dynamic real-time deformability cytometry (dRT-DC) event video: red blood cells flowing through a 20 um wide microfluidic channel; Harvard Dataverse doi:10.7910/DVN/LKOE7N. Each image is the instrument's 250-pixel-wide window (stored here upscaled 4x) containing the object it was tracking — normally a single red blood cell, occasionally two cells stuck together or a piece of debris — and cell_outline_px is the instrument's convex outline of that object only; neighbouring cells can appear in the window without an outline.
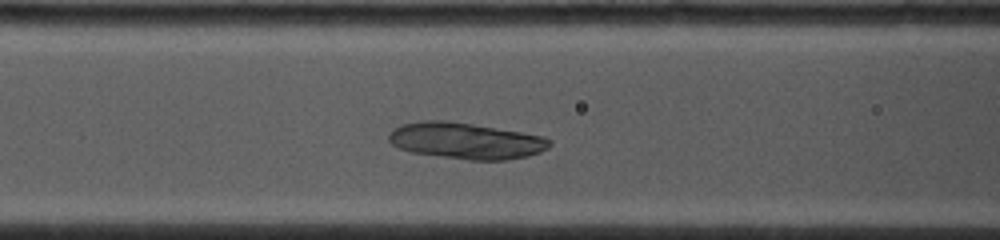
{"species": "common noctule bat (a hibernating species)", "species_latin": "Nyctalus noctula", "temperature_condition": "cold", "stored_images_in_passage": 35, "camera_frame_rate_fps": 4500, "um_per_image_px": 0.085, "animal": {"sex": "female", "body_mass_g": 19.0, "forearm_length_mm": 53.3}, "frame": {"image": 1, "passage_image": 11, "time_ms": 4.0, "image_size_px": [1000, 240], "cell_outline_px": [[552, 144], [548, 148], [540, 152], [528, 156], [508, 160], [468, 160], [412, 152], [400, 148], [392, 144], [388, 140], [388, 132], [392, 128], [400, 124], [424, 120], [444, 120], [472, 124], [544, 136], [552, 140]], "centroid_in_image_um": [39.59, 11.96], "position_along_channel_um": 127.0, "area_um2": 34.16}}
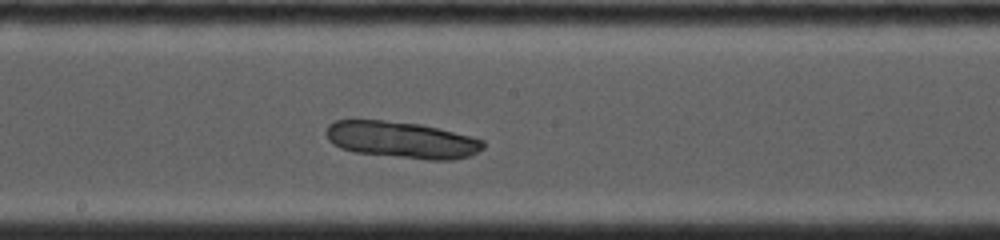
{"frame": {"image": 2, "passage_image": 18, "time_ms": 6.222, "image_size_px": [1000, 240], "cell_outline_px": [[484, 148], [468, 156], [452, 160], [428, 160], [356, 152], [340, 148], [332, 144], [328, 140], [324, 132], [328, 124], [336, 120], [384, 120], [420, 124], [472, 136], [484, 140]], "centroid_in_image_um": [34.12, 11.88], "position_along_channel_um": 214.1, "area_um2": 33.64}}
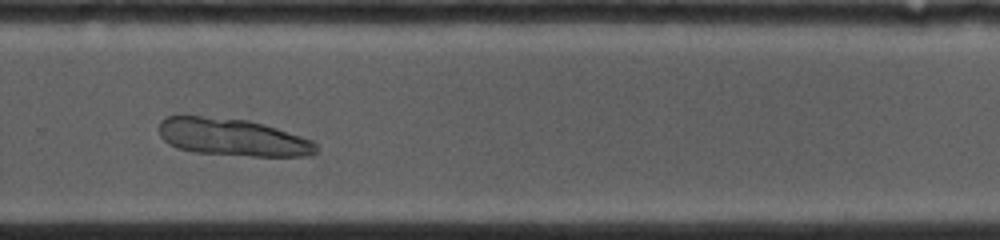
{"frame": {"image": 3, "passage_image": 25, "time_ms": 8.667, "image_size_px": [1000, 240], "cell_outline_px": [[316, 152], [308, 156], [252, 156], [192, 152], [176, 148], [168, 144], [160, 136], [160, 120], [168, 116], [200, 116], [248, 120], [264, 124], [312, 140], [316, 144]], "centroid_in_image_um": [19.74, 11.67], "position_along_channel_um": 310.1, "area_um2": 34.1}}